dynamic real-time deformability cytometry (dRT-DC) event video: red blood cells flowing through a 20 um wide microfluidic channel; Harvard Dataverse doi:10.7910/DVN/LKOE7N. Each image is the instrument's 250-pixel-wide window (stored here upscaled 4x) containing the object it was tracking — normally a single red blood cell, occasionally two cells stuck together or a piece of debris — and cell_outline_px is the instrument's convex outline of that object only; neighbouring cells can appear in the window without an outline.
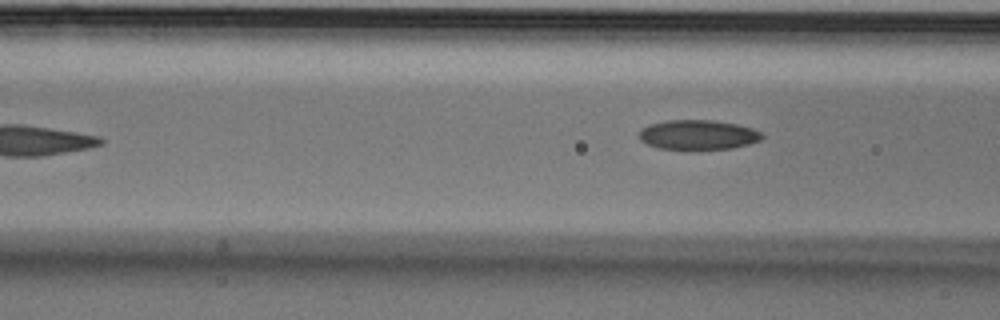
{"species": "Egyptian fruit bat (a non-hibernating species)", "species_latin": "Rousettus aegyptiacus", "temperature_condition": "cold", "stored_images_in_passage": 5, "camera_frame_rate_fps": 3000, "um_per_image_px": 0.085, "animal": {"sex": "male"}, "frame": {"image": 1, "passage_image": 5, "time_ms": 1.333, "image_size_px": [1000, 320], "cell_outline_px": [[764, 136], [760, 140], [748, 144], [732, 148], [660, 148], [648, 144], [640, 140], [640, 128], [648, 124], [664, 120], [716, 120], [740, 124], [752, 128], [760, 132]], "centroid_in_image_um": [59.34, 11.42], "position_along_channel_um": 107.3, "area_um2": 21.1}}